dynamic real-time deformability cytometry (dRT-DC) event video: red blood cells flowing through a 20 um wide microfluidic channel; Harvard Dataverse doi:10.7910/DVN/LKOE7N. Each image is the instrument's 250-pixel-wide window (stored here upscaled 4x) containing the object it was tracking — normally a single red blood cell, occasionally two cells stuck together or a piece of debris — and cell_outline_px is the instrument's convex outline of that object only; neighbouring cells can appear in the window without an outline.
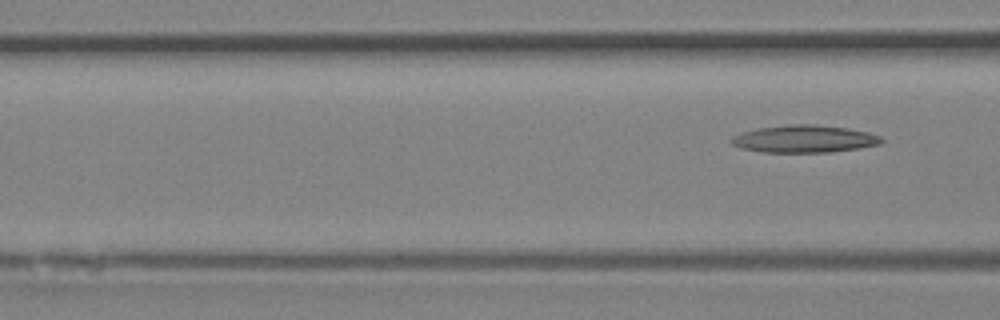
{"species": "Egyptian fruit bat (a non-hibernating species)", "species_latin": "Rousettus aegyptiacus", "temperature_condition": "room temperature", "stored_images_in_passage": 5, "camera_frame_rate_fps": 3000, "um_per_image_px": 0.085, "animal": {"sex": "female"}, "frame": {"image": 1, "passage_image": 5, "time_ms": 1.333, "image_size_px": [1000, 320], "cell_outline_px": [[884, 140], [880, 144], [860, 148], [828, 152], [760, 152], [740, 148], [732, 144], [728, 140], [732, 136], [756, 128], [788, 124], [816, 124], [848, 128], [868, 132], [880, 136]], "centroid_in_image_um": [68.34, 11.8], "position_along_channel_um": 98.3, "area_um2": 24.16}}